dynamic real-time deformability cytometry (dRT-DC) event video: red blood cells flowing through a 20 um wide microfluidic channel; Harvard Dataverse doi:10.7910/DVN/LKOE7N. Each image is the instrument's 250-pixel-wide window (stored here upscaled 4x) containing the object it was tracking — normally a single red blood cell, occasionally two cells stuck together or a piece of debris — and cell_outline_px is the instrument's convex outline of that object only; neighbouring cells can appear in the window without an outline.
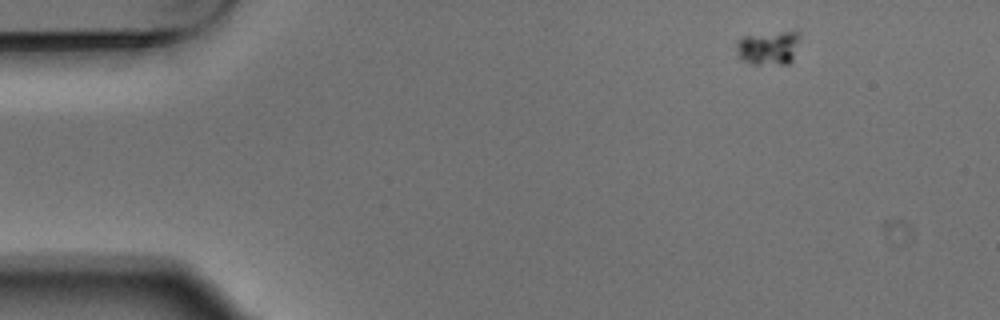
{"species": "Egyptian fruit bat (a non-hibernating species)", "species_latin": "Rousettus aegyptiacus", "temperature_condition": "warm", "stored_images_in_passage": 3, "camera_frame_rate_fps": 3000, "um_per_image_px": 0.085, "animal": {"sex": "male"}, "frame": {"image": 1, "passage_image": 1, "time_ms": 0.0, "image_size_px": [1000, 320], "cell_outline_px": [[800, 36], [792, 60], [788, 64], [752, 64], [740, 60], [736, 52], [736, 40], [740, 36], [780, 32], [800, 32]], "centroid_in_image_um": [65.26, 4.07], "position_along_channel_um": 19.7, "area_um2": 12.66}}